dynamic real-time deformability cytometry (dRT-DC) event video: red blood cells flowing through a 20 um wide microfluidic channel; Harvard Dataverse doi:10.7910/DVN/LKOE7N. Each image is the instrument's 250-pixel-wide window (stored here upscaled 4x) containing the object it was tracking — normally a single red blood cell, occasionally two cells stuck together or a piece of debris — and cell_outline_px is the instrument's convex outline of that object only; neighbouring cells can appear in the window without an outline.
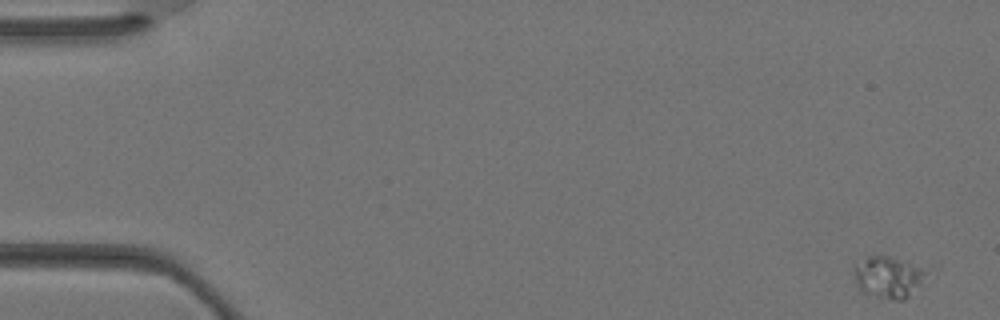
{"species": "Egyptian fruit bat (a non-hibernating species)", "species_latin": "Rousettus aegyptiacus", "temperature_condition": "warm", "stored_images_in_passage": 38, "camera_frame_rate_fps": 3000, "um_per_image_px": 0.085, "animal": {"sex": "female"}, "frame": {"image": 1, "passage_image": 1, "time_ms": 0.0, "image_size_px": [1000, 320], "cell_outline_px": [[924, 272], [920, 284], [904, 300], [892, 300], [860, 292], [856, 284], [852, 272], [852, 268], [868, 256], [884, 256], [920, 268]], "centroid_in_image_um": [75.37, 23.6], "position_along_channel_um": 9.6, "area_um2": 16.76}}
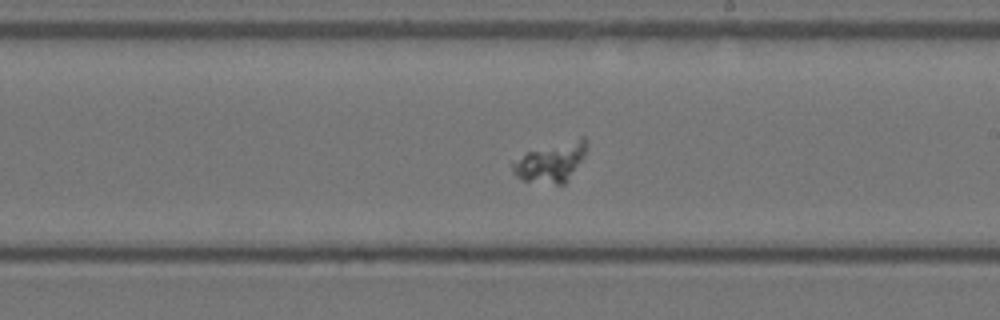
{"frame": {"image": 2, "passage_image": 22, "time_ms": 7.0, "image_size_px": [1000, 320], "cell_outline_px": [[588, 144], [580, 160], [568, 180], [564, 184], [556, 184], [524, 180], [516, 176], [512, 172], [512, 164], [524, 152], [580, 136], [584, 136], [588, 140]], "centroid_in_image_um": [46.83, 13.74], "position_along_channel_um": 242.2, "area_um2": 16.94}}
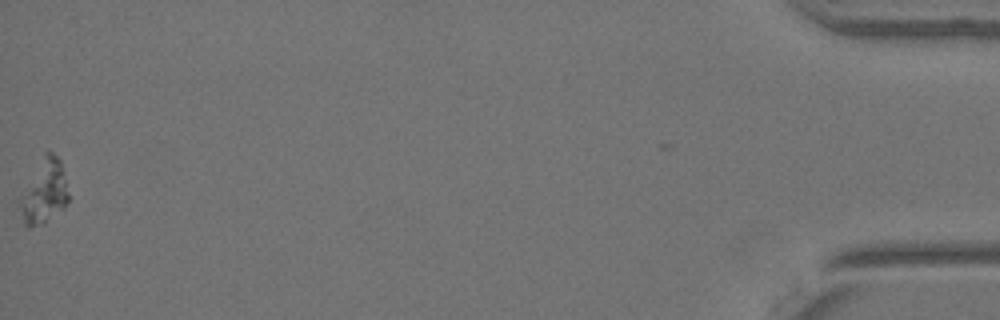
{"frame": {"image": 3, "passage_image": 38, "time_ms": 12.333, "image_size_px": [1000, 320], "cell_outline_px": [[68, 200], [64, 208], [44, 224], [28, 228], [24, 224], [16, 204], [44, 152], [52, 152], [60, 160], [64, 172], [68, 196]], "centroid_in_image_um": [3.72, 16.35], "position_along_channel_um": 431.5, "area_um2": 18.21}}